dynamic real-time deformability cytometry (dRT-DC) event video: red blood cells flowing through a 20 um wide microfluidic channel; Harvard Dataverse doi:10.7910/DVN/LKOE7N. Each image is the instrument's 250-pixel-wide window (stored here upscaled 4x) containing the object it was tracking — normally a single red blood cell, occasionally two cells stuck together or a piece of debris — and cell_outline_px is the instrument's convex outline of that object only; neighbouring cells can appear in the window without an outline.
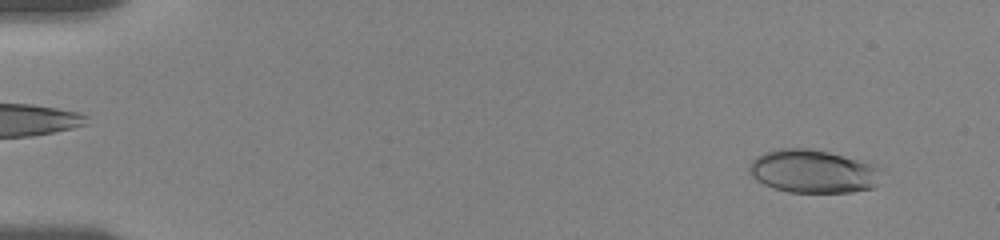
{"species": "human", "species_latin": "Homo sapiens", "temperature_condition": "room temperature", "stored_images_in_passage": 8, "camera_frame_rate_fps": 3000, "um_per_image_px": 0.085, "donor": {"sex": "female"}, "frame": {"image": 1, "passage_image": 5, "time_ms": 1.0, "image_size_px": [1000, 240], "cell_outline_px": [[876, 184], [872, 188], [852, 192], [788, 192], [772, 188], [756, 180], [748, 172], [748, 168], [752, 160], [756, 156], [764, 152], [780, 148], [808, 148], [872, 160], [876, 164]], "centroid_in_image_um": [69.08, 14.54], "position_along_channel_um": 15.9, "area_um2": 33.64}}